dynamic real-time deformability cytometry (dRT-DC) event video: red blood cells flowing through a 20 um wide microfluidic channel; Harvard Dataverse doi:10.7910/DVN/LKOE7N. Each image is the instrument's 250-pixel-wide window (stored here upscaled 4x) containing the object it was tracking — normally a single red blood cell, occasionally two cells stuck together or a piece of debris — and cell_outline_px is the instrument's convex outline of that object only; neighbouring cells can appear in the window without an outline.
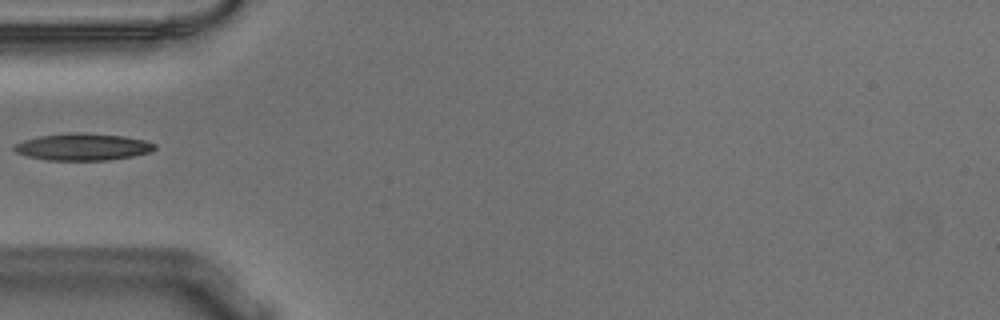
{"species": "Egyptian fruit bat (a non-hibernating species)", "species_latin": "Rousettus aegyptiacus", "temperature_condition": "warm", "stored_images_in_passage": 38, "camera_frame_rate_fps": 3000, "um_per_image_px": 0.085, "animal": {"sex": "male"}, "frame": {"image": 1, "passage_image": 1, "time_ms": 0.0, "image_size_px": [1000, 320], "cell_outline_px": [[156, 148], [148, 152], [132, 156], [108, 160], [48, 160], [28, 156], [16, 152], [12, 148], [12, 144], [24, 140], [40, 136], [68, 132], [84, 132], [124, 136], [144, 140], [156, 144]], "centroid_in_image_um": [7.01, 12.47], "position_along_channel_um": 78.0, "area_um2": 22.14}}
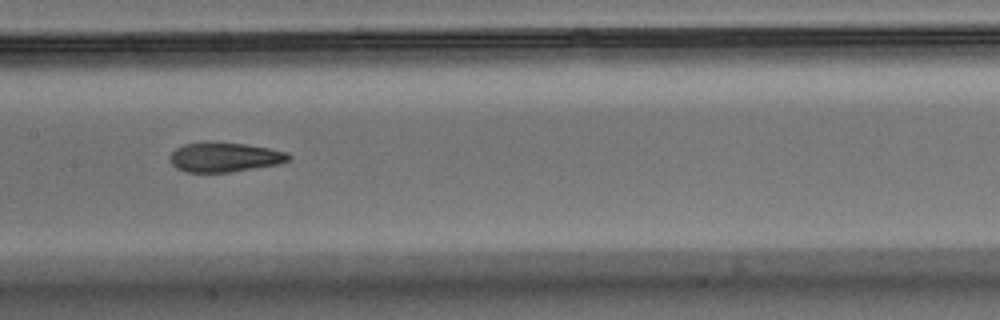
{"frame": {"image": 2, "passage_image": 10, "time_ms": 3.0, "image_size_px": [1000, 320], "cell_outline_px": [[292, 156], [288, 160], [276, 164], [228, 172], [188, 172], [176, 168], [172, 164], [172, 152], [176, 148], [184, 144], [208, 140], [244, 144], [268, 148], [288, 152]], "centroid_in_image_um": [19.07, 13.33], "position_along_channel_um": 188.3, "area_um2": 20.35}}
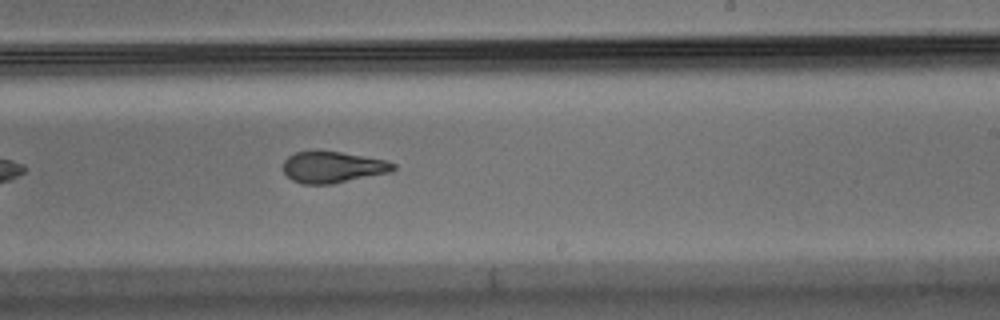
{"frame": {"image": 3, "passage_image": 16, "time_ms": 5.0, "image_size_px": [1000, 320], "cell_outline_px": [[396, 168], [392, 172], [332, 184], [304, 184], [292, 180], [284, 172], [284, 160], [288, 156], [296, 152], [340, 152], [384, 160], [396, 164]], "centroid_in_image_um": [28.3, 14.23], "position_along_channel_um": 260.7, "area_um2": 19.83}}